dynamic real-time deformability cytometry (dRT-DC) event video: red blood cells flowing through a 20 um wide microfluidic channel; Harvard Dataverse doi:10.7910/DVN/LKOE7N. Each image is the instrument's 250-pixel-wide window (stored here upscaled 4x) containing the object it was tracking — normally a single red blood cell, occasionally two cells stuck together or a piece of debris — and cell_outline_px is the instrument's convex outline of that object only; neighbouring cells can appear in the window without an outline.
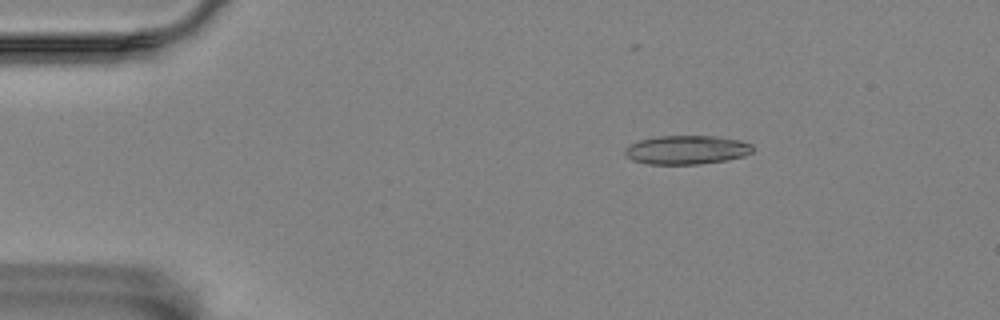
{"species": "Egyptian fruit bat (a non-hibernating species)", "species_latin": "Rousettus aegyptiacus", "temperature_condition": "room temperature", "stored_images_in_passage": 3, "camera_frame_rate_fps": 3000, "um_per_image_px": 0.085, "animal": {"sex": "female"}, "frame": {"image": 1, "passage_image": 1, "time_ms": 0.0, "image_size_px": [1000, 320], "cell_outline_px": [[752, 152], [744, 156], [728, 160], [700, 164], [648, 164], [632, 160], [624, 156], [624, 148], [628, 144], [640, 140], [656, 136], [716, 136], [740, 140], [752, 144]], "centroid_in_image_um": [58.33, 12.74], "position_along_channel_um": 26.7, "area_um2": 21.73}}